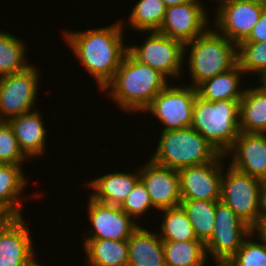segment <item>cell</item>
Returning <instances> with one entry per match:
<instances>
[{
    "mask_svg": "<svg viewBox=\"0 0 266 266\" xmlns=\"http://www.w3.org/2000/svg\"><path fill=\"white\" fill-rule=\"evenodd\" d=\"M147 40L141 45L128 46V51L140 62L149 65L159 71L170 82L183 75L185 56L184 45L177 40L171 39L158 31H146ZM182 73V75H181Z\"/></svg>",
    "mask_w": 266,
    "mask_h": 266,
    "instance_id": "obj_7",
    "label": "cell"
},
{
    "mask_svg": "<svg viewBox=\"0 0 266 266\" xmlns=\"http://www.w3.org/2000/svg\"><path fill=\"white\" fill-rule=\"evenodd\" d=\"M214 28L238 44L246 40L258 22L263 6L243 0H216Z\"/></svg>",
    "mask_w": 266,
    "mask_h": 266,
    "instance_id": "obj_12",
    "label": "cell"
},
{
    "mask_svg": "<svg viewBox=\"0 0 266 266\" xmlns=\"http://www.w3.org/2000/svg\"><path fill=\"white\" fill-rule=\"evenodd\" d=\"M244 72L238 65L225 73L215 75L202 83L196 89L199 97L206 101L241 100L245 89H241V79Z\"/></svg>",
    "mask_w": 266,
    "mask_h": 266,
    "instance_id": "obj_21",
    "label": "cell"
},
{
    "mask_svg": "<svg viewBox=\"0 0 266 266\" xmlns=\"http://www.w3.org/2000/svg\"><path fill=\"white\" fill-rule=\"evenodd\" d=\"M163 214L158 233L162 241L198 240L187 214L181 206L159 210Z\"/></svg>",
    "mask_w": 266,
    "mask_h": 266,
    "instance_id": "obj_29",
    "label": "cell"
},
{
    "mask_svg": "<svg viewBox=\"0 0 266 266\" xmlns=\"http://www.w3.org/2000/svg\"><path fill=\"white\" fill-rule=\"evenodd\" d=\"M120 208L132 219L141 218L150 209L155 207L152 204L150 195L146 189V186L141 180H139L133 190L128 194ZM148 210V211H147Z\"/></svg>",
    "mask_w": 266,
    "mask_h": 266,
    "instance_id": "obj_33",
    "label": "cell"
},
{
    "mask_svg": "<svg viewBox=\"0 0 266 266\" xmlns=\"http://www.w3.org/2000/svg\"><path fill=\"white\" fill-rule=\"evenodd\" d=\"M264 210H265L264 216H266V182H264Z\"/></svg>",
    "mask_w": 266,
    "mask_h": 266,
    "instance_id": "obj_39",
    "label": "cell"
},
{
    "mask_svg": "<svg viewBox=\"0 0 266 266\" xmlns=\"http://www.w3.org/2000/svg\"><path fill=\"white\" fill-rule=\"evenodd\" d=\"M124 24L119 19L115 24L102 28L63 32L65 42L94 77L100 91L114 78L128 51V45L123 40Z\"/></svg>",
    "mask_w": 266,
    "mask_h": 266,
    "instance_id": "obj_1",
    "label": "cell"
},
{
    "mask_svg": "<svg viewBox=\"0 0 266 266\" xmlns=\"http://www.w3.org/2000/svg\"><path fill=\"white\" fill-rule=\"evenodd\" d=\"M239 129L246 133H266V88L261 83L245 89L239 104Z\"/></svg>",
    "mask_w": 266,
    "mask_h": 266,
    "instance_id": "obj_22",
    "label": "cell"
},
{
    "mask_svg": "<svg viewBox=\"0 0 266 266\" xmlns=\"http://www.w3.org/2000/svg\"><path fill=\"white\" fill-rule=\"evenodd\" d=\"M240 100L210 102L198 95L194 101L191 127L225 155L239 135Z\"/></svg>",
    "mask_w": 266,
    "mask_h": 266,
    "instance_id": "obj_4",
    "label": "cell"
},
{
    "mask_svg": "<svg viewBox=\"0 0 266 266\" xmlns=\"http://www.w3.org/2000/svg\"><path fill=\"white\" fill-rule=\"evenodd\" d=\"M190 47V51L187 50ZM188 65L192 83L197 87L215 75L225 73L237 65V44L230 41L214 27L184 45L188 54Z\"/></svg>",
    "mask_w": 266,
    "mask_h": 266,
    "instance_id": "obj_3",
    "label": "cell"
},
{
    "mask_svg": "<svg viewBox=\"0 0 266 266\" xmlns=\"http://www.w3.org/2000/svg\"><path fill=\"white\" fill-rule=\"evenodd\" d=\"M127 266H166L163 241L158 233L141 225L128 239Z\"/></svg>",
    "mask_w": 266,
    "mask_h": 266,
    "instance_id": "obj_20",
    "label": "cell"
},
{
    "mask_svg": "<svg viewBox=\"0 0 266 266\" xmlns=\"http://www.w3.org/2000/svg\"><path fill=\"white\" fill-rule=\"evenodd\" d=\"M260 83L266 88V77L259 79Z\"/></svg>",
    "mask_w": 266,
    "mask_h": 266,
    "instance_id": "obj_40",
    "label": "cell"
},
{
    "mask_svg": "<svg viewBox=\"0 0 266 266\" xmlns=\"http://www.w3.org/2000/svg\"><path fill=\"white\" fill-rule=\"evenodd\" d=\"M252 233L258 236L256 239H260V241L266 246V216H264L257 225L252 229Z\"/></svg>",
    "mask_w": 266,
    "mask_h": 266,
    "instance_id": "obj_35",
    "label": "cell"
},
{
    "mask_svg": "<svg viewBox=\"0 0 266 266\" xmlns=\"http://www.w3.org/2000/svg\"><path fill=\"white\" fill-rule=\"evenodd\" d=\"M225 157L179 169L181 200L220 201Z\"/></svg>",
    "mask_w": 266,
    "mask_h": 266,
    "instance_id": "obj_11",
    "label": "cell"
},
{
    "mask_svg": "<svg viewBox=\"0 0 266 266\" xmlns=\"http://www.w3.org/2000/svg\"><path fill=\"white\" fill-rule=\"evenodd\" d=\"M228 155L234 169L266 182V133L239 132Z\"/></svg>",
    "mask_w": 266,
    "mask_h": 266,
    "instance_id": "obj_16",
    "label": "cell"
},
{
    "mask_svg": "<svg viewBox=\"0 0 266 266\" xmlns=\"http://www.w3.org/2000/svg\"><path fill=\"white\" fill-rule=\"evenodd\" d=\"M140 180L139 169L136 172H111L85 183L93 190L90 197L95 201L121 206L135 184Z\"/></svg>",
    "mask_w": 266,
    "mask_h": 266,
    "instance_id": "obj_19",
    "label": "cell"
},
{
    "mask_svg": "<svg viewBox=\"0 0 266 266\" xmlns=\"http://www.w3.org/2000/svg\"><path fill=\"white\" fill-rule=\"evenodd\" d=\"M28 266H43V265H40V263L38 264L37 260H34L30 265Z\"/></svg>",
    "mask_w": 266,
    "mask_h": 266,
    "instance_id": "obj_41",
    "label": "cell"
},
{
    "mask_svg": "<svg viewBox=\"0 0 266 266\" xmlns=\"http://www.w3.org/2000/svg\"><path fill=\"white\" fill-rule=\"evenodd\" d=\"M251 233L237 252L225 263L226 266H266V246L259 240L252 241ZM261 242V243H260Z\"/></svg>",
    "mask_w": 266,
    "mask_h": 266,
    "instance_id": "obj_31",
    "label": "cell"
},
{
    "mask_svg": "<svg viewBox=\"0 0 266 266\" xmlns=\"http://www.w3.org/2000/svg\"><path fill=\"white\" fill-rule=\"evenodd\" d=\"M21 168V165L0 164V204L14 217H23L21 194L29 182Z\"/></svg>",
    "mask_w": 266,
    "mask_h": 266,
    "instance_id": "obj_24",
    "label": "cell"
},
{
    "mask_svg": "<svg viewBox=\"0 0 266 266\" xmlns=\"http://www.w3.org/2000/svg\"><path fill=\"white\" fill-rule=\"evenodd\" d=\"M151 160L172 169L214 161L220 153L192 127L162 131Z\"/></svg>",
    "mask_w": 266,
    "mask_h": 266,
    "instance_id": "obj_5",
    "label": "cell"
},
{
    "mask_svg": "<svg viewBox=\"0 0 266 266\" xmlns=\"http://www.w3.org/2000/svg\"><path fill=\"white\" fill-rule=\"evenodd\" d=\"M266 41V7L263 8L258 22L254 25L249 37L242 42H263Z\"/></svg>",
    "mask_w": 266,
    "mask_h": 266,
    "instance_id": "obj_34",
    "label": "cell"
},
{
    "mask_svg": "<svg viewBox=\"0 0 266 266\" xmlns=\"http://www.w3.org/2000/svg\"><path fill=\"white\" fill-rule=\"evenodd\" d=\"M139 168L140 180L146 186L155 209L180 206V176L177 169L164 167L151 159Z\"/></svg>",
    "mask_w": 266,
    "mask_h": 266,
    "instance_id": "obj_15",
    "label": "cell"
},
{
    "mask_svg": "<svg viewBox=\"0 0 266 266\" xmlns=\"http://www.w3.org/2000/svg\"><path fill=\"white\" fill-rule=\"evenodd\" d=\"M166 266H204L206 247L200 240L163 241Z\"/></svg>",
    "mask_w": 266,
    "mask_h": 266,
    "instance_id": "obj_25",
    "label": "cell"
},
{
    "mask_svg": "<svg viewBox=\"0 0 266 266\" xmlns=\"http://www.w3.org/2000/svg\"><path fill=\"white\" fill-rule=\"evenodd\" d=\"M7 224H0V231L6 226Z\"/></svg>",
    "mask_w": 266,
    "mask_h": 266,
    "instance_id": "obj_42",
    "label": "cell"
},
{
    "mask_svg": "<svg viewBox=\"0 0 266 266\" xmlns=\"http://www.w3.org/2000/svg\"><path fill=\"white\" fill-rule=\"evenodd\" d=\"M166 5L162 0H139L129 14L130 28L146 31H158L164 21Z\"/></svg>",
    "mask_w": 266,
    "mask_h": 266,
    "instance_id": "obj_28",
    "label": "cell"
},
{
    "mask_svg": "<svg viewBox=\"0 0 266 266\" xmlns=\"http://www.w3.org/2000/svg\"><path fill=\"white\" fill-rule=\"evenodd\" d=\"M197 89L190 85L168 84L152 100L143 113H151L164 126L162 131L191 127Z\"/></svg>",
    "mask_w": 266,
    "mask_h": 266,
    "instance_id": "obj_8",
    "label": "cell"
},
{
    "mask_svg": "<svg viewBox=\"0 0 266 266\" xmlns=\"http://www.w3.org/2000/svg\"><path fill=\"white\" fill-rule=\"evenodd\" d=\"M37 109L13 117L7 122L13 129L22 152L30 159L45 154L47 131Z\"/></svg>",
    "mask_w": 266,
    "mask_h": 266,
    "instance_id": "obj_18",
    "label": "cell"
},
{
    "mask_svg": "<svg viewBox=\"0 0 266 266\" xmlns=\"http://www.w3.org/2000/svg\"><path fill=\"white\" fill-rule=\"evenodd\" d=\"M31 65L26 70L0 77V121L35 110L39 71Z\"/></svg>",
    "mask_w": 266,
    "mask_h": 266,
    "instance_id": "obj_10",
    "label": "cell"
},
{
    "mask_svg": "<svg viewBox=\"0 0 266 266\" xmlns=\"http://www.w3.org/2000/svg\"><path fill=\"white\" fill-rule=\"evenodd\" d=\"M88 199L87 216L93 228L86 230L84 239L128 240L140 226L120 206L107 205L90 196Z\"/></svg>",
    "mask_w": 266,
    "mask_h": 266,
    "instance_id": "obj_13",
    "label": "cell"
},
{
    "mask_svg": "<svg viewBox=\"0 0 266 266\" xmlns=\"http://www.w3.org/2000/svg\"><path fill=\"white\" fill-rule=\"evenodd\" d=\"M218 201L181 200L180 206L193 226L198 240L206 244L212 236L215 225V210Z\"/></svg>",
    "mask_w": 266,
    "mask_h": 266,
    "instance_id": "obj_26",
    "label": "cell"
},
{
    "mask_svg": "<svg viewBox=\"0 0 266 266\" xmlns=\"http://www.w3.org/2000/svg\"><path fill=\"white\" fill-rule=\"evenodd\" d=\"M27 159L30 161L22 152L9 123L7 121H0V164L22 166Z\"/></svg>",
    "mask_w": 266,
    "mask_h": 266,
    "instance_id": "obj_32",
    "label": "cell"
},
{
    "mask_svg": "<svg viewBox=\"0 0 266 266\" xmlns=\"http://www.w3.org/2000/svg\"><path fill=\"white\" fill-rule=\"evenodd\" d=\"M221 180V201L252 229L264 217V182L234 169H226Z\"/></svg>",
    "mask_w": 266,
    "mask_h": 266,
    "instance_id": "obj_6",
    "label": "cell"
},
{
    "mask_svg": "<svg viewBox=\"0 0 266 266\" xmlns=\"http://www.w3.org/2000/svg\"><path fill=\"white\" fill-rule=\"evenodd\" d=\"M251 233L250 226L242 221L229 206L221 200L218 201L214 230L205 244L207 257H212L217 265L225 264Z\"/></svg>",
    "mask_w": 266,
    "mask_h": 266,
    "instance_id": "obj_9",
    "label": "cell"
},
{
    "mask_svg": "<svg viewBox=\"0 0 266 266\" xmlns=\"http://www.w3.org/2000/svg\"><path fill=\"white\" fill-rule=\"evenodd\" d=\"M14 216L0 204V224H8Z\"/></svg>",
    "mask_w": 266,
    "mask_h": 266,
    "instance_id": "obj_36",
    "label": "cell"
},
{
    "mask_svg": "<svg viewBox=\"0 0 266 266\" xmlns=\"http://www.w3.org/2000/svg\"><path fill=\"white\" fill-rule=\"evenodd\" d=\"M23 40L10 32L0 31V77L19 73L30 67L26 62V50Z\"/></svg>",
    "mask_w": 266,
    "mask_h": 266,
    "instance_id": "obj_27",
    "label": "cell"
},
{
    "mask_svg": "<svg viewBox=\"0 0 266 266\" xmlns=\"http://www.w3.org/2000/svg\"><path fill=\"white\" fill-rule=\"evenodd\" d=\"M166 7L174 6V5H181L188 2H202L201 0H162Z\"/></svg>",
    "mask_w": 266,
    "mask_h": 266,
    "instance_id": "obj_37",
    "label": "cell"
},
{
    "mask_svg": "<svg viewBox=\"0 0 266 266\" xmlns=\"http://www.w3.org/2000/svg\"><path fill=\"white\" fill-rule=\"evenodd\" d=\"M87 266H127L128 240L83 239Z\"/></svg>",
    "mask_w": 266,
    "mask_h": 266,
    "instance_id": "obj_23",
    "label": "cell"
},
{
    "mask_svg": "<svg viewBox=\"0 0 266 266\" xmlns=\"http://www.w3.org/2000/svg\"><path fill=\"white\" fill-rule=\"evenodd\" d=\"M266 7V0H243Z\"/></svg>",
    "mask_w": 266,
    "mask_h": 266,
    "instance_id": "obj_38",
    "label": "cell"
},
{
    "mask_svg": "<svg viewBox=\"0 0 266 266\" xmlns=\"http://www.w3.org/2000/svg\"><path fill=\"white\" fill-rule=\"evenodd\" d=\"M237 65L244 74L266 77V41L240 42L237 44ZM250 72V73H249ZM254 73V74H253Z\"/></svg>",
    "mask_w": 266,
    "mask_h": 266,
    "instance_id": "obj_30",
    "label": "cell"
},
{
    "mask_svg": "<svg viewBox=\"0 0 266 266\" xmlns=\"http://www.w3.org/2000/svg\"><path fill=\"white\" fill-rule=\"evenodd\" d=\"M26 223L24 217H14L0 231V266H28L35 260L36 251Z\"/></svg>",
    "mask_w": 266,
    "mask_h": 266,
    "instance_id": "obj_17",
    "label": "cell"
},
{
    "mask_svg": "<svg viewBox=\"0 0 266 266\" xmlns=\"http://www.w3.org/2000/svg\"><path fill=\"white\" fill-rule=\"evenodd\" d=\"M208 16L201 2L170 6L158 32L185 45L209 28Z\"/></svg>",
    "mask_w": 266,
    "mask_h": 266,
    "instance_id": "obj_14",
    "label": "cell"
},
{
    "mask_svg": "<svg viewBox=\"0 0 266 266\" xmlns=\"http://www.w3.org/2000/svg\"><path fill=\"white\" fill-rule=\"evenodd\" d=\"M168 84L163 74L138 61L127 51L114 78L101 92L104 91L112 97L119 109L127 113H143L154 97Z\"/></svg>",
    "mask_w": 266,
    "mask_h": 266,
    "instance_id": "obj_2",
    "label": "cell"
}]
</instances>
